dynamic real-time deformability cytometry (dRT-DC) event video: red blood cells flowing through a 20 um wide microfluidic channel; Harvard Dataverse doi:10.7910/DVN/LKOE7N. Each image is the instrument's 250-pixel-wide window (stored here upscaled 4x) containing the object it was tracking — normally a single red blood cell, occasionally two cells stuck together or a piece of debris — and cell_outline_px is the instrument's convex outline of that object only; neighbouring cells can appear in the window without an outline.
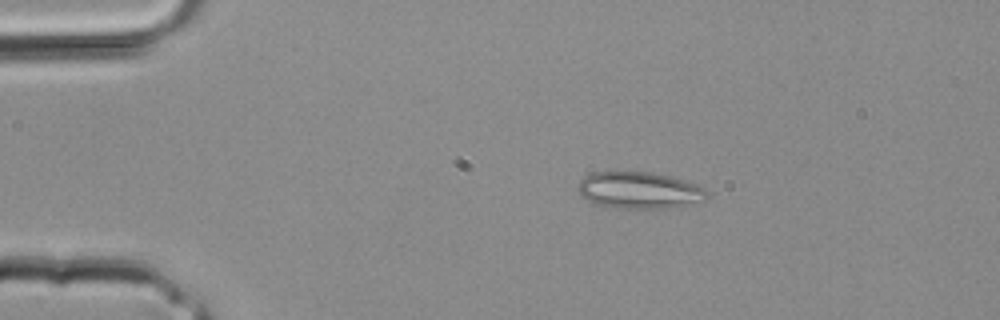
{"species": "common noctule bat (a hibernating species)", "species_latin": "Nyctalus noctula", "temperature_condition": "room temperature", "stored_images_in_passage": 2, "camera_frame_rate_fps": 3000, "um_per_image_px": 0.085, "animal": {"sex": "male", "body_mass_g": 20.4}, "frame": {"image": 1, "passage_image": 1, "time_ms": 0.0, "image_size_px": [1000, 320], "cell_outline_px": [[708, 196], [704, 200], [680, 208], [612, 208], [592, 204], [580, 196], [580, 180], [584, 176], [592, 172], [652, 172], [672, 176], [696, 184], [704, 188], [708, 192]], "centroid_in_image_um": [54.36, 16.19], "position_along_channel_um": 30.6, "area_um2": 28.03}}